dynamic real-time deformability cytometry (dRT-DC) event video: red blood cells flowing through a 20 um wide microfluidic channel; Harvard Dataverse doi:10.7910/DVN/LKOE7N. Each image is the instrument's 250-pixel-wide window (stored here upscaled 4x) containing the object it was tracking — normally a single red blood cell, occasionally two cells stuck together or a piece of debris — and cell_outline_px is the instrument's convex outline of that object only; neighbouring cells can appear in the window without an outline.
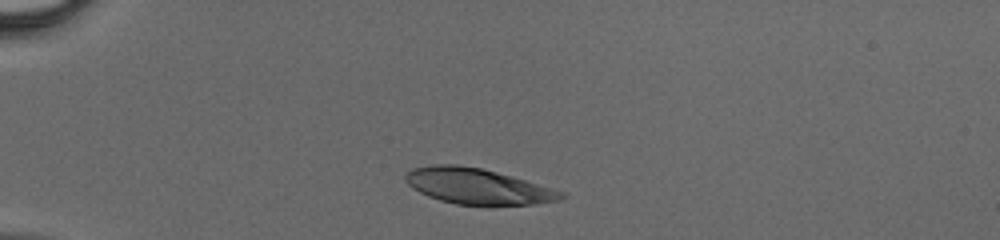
{"species": "human", "species_latin": "Homo sapiens", "temperature_condition": "cold", "stored_images_in_passage": 29, "camera_frame_rate_fps": 3000, "um_per_image_px": 0.085, "donor": {"sex": "male"}, "frame": {"image": 1, "passage_image": 1, "time_ms": 0.0, "image_size_px": [1000, 240], "cell_outline_px": [[568, 196], [560, 200], [532, 204], [456, 204], [440, 200], [428, 196], [412, 188], [404, 180], [404, 176], [412, 168], [432, 164], [456, 164], [480, 168], [512, 176], [564, 192]], "centroid_in_image_um": [40.56, 15.82], "position_along_channel_um": 44.4, "area_um2": 32.02}}
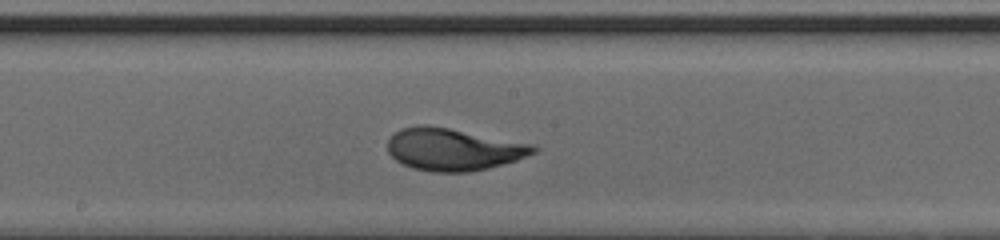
{"frame": {"image": 2, "passage_image": 15, "time_ms": 4.667, "image_size_px": [1000, 240], "cell_outline_px": [[540, 148], [536, 152], [516, 160], [488, 168], [468, 172], [432, 172], [412, 168], [396, 160], [388, 152], [388, 140], [392, 132], [400, 128], [416, 124], [428, 124], [536, 144]], "centroid_in_image_um": [38.53, 12.67], "position_along_channel_um": 209.7, "area_um2": 36.36}}
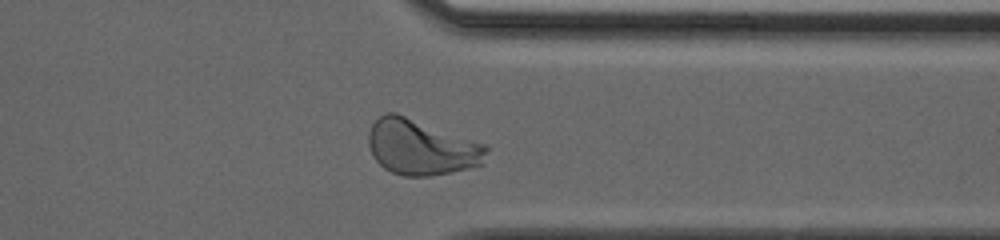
{"frame": {"image": 3, "passage_image": 26, "time_ms": 8.333, "image_size_px": [1000, 240], "cell_outline_px": [[488, 148], [480, 164], [468, 168], [428, 176], [404, 176], [392, 172], [384, 168], [372, 156], [368, 144], [368, 132], [372, 124], [384, 112], [396, 112], [488, 144]], "centroid_in_image_um": [35.78, 12.49], "position_along_channel_um": 375.6, "area_um2": 38.21}}